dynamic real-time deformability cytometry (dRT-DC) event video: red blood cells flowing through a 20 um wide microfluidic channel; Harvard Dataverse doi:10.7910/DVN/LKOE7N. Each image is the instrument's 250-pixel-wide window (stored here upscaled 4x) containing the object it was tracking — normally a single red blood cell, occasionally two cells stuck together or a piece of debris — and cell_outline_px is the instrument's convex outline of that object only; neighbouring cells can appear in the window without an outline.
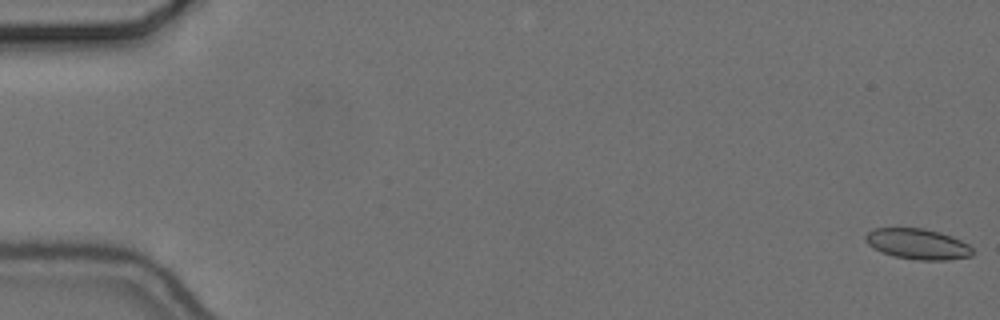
{"species": "common noctule bat (a hibernating species)", "species_latin": "Nyctalus noctula", "temperature_condition": "cold", "stored_images_in_passage": 44, "camera_frame_rate_fps": 3000, "um_per_image_px": 0.085, "animal": {"sex": "female", "body_mass_g": 24.6, "forearm_length_mm": 56.2}, "frame": {"image": 1, "passage_image": 1, "time_ms": 0.0, "image_size_px": [1000, 320], "cell_outline_px": [[972, 256], [948, 260], [916, 260], [896, 256], [880, 252], [872, 248], [864, 240], [864, 236], [872, 228], [924, 228], [940, 232], [952, 236], [968, 244], [972, 248]], "centroid_in_image_um": [77.97, 20.73], "position_along_channel_um": 7.0, "area_um2": 19.25}}
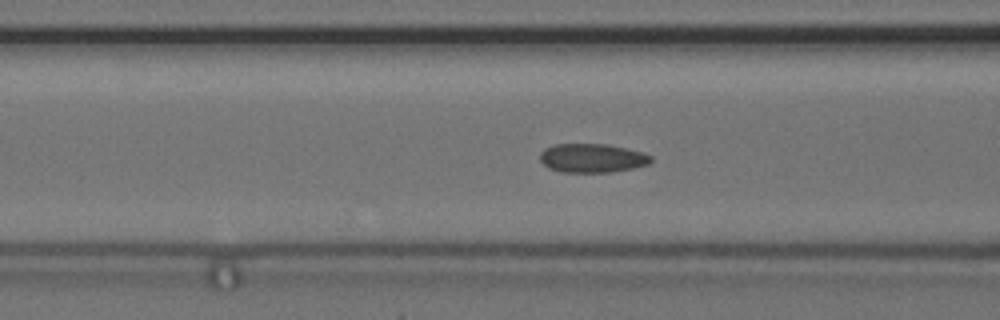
{"frame": {"image": 2, "passage_image": 23, "time_ms": 7.333, "image_size_px": [1000, 320], "cell_outline_px": [[652, 160], [648, 164], [632, 168], [612, 172], [560, 172], [548, 168], [540, 160], [540, 152], [544, 148], [552, 144], [608, 144], [628, 148], [644, 152], [652, 156]], "centroid_in_image_um": [50.33, 13.43], "position_along_channel_um": 116.3, "area_um2": 18.9}}
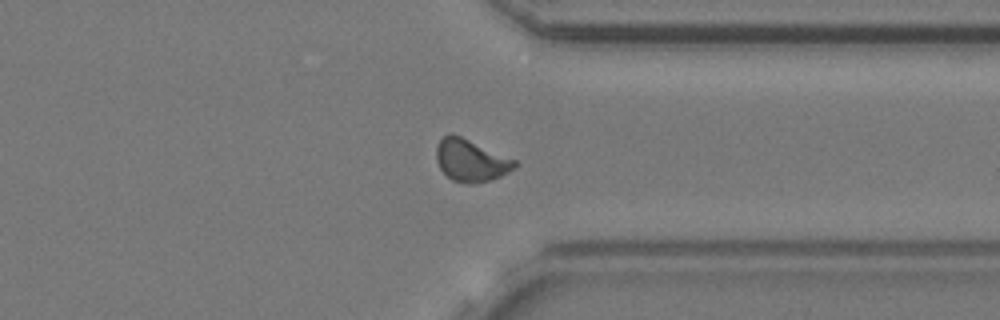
{"frame": {"image": 3, "passage_image": 44, "time_ms": 14.333, "image_size_px": [1000, 320], "cell_outline_px": [[520, 164], [516, 168], [500, 176], [488, 180], [468, 184], [452, 180], [440, 168], [436, 160], [436, 148], [440, 140], [448, 132], [452, 132], [516, 160]], "centroid_in_image_um": [40.02, 13.61], "position_along_channel_um": 371.4, "area_um2": 19.25}, "authors_computed_cell_mechanics": {"area_um2": 18.8139, "velocity_mm_per_s": 3.6678, "shape_relaxation_time_tau1_ms": null, "shape_relaxation_time_tau2_ms": 1.4581, "deformation_change_tau1": null, "deformation_change_tau2": 0.0557}}